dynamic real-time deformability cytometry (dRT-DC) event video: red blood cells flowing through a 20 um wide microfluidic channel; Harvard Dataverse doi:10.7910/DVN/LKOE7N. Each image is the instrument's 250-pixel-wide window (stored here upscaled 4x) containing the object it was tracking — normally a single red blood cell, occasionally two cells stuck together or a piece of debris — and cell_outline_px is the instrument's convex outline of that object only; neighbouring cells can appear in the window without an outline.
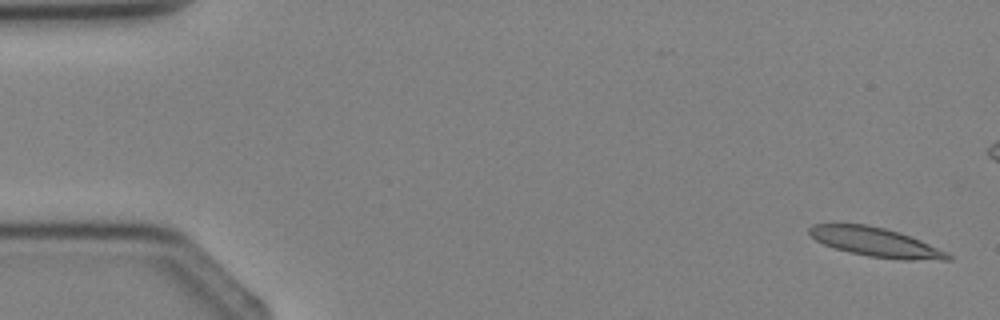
{"species": "Egyptian fruit bat (a non-hibernating species)", "species_latin": "Rousettus aegyptiacus", "temperature_condition": "cold", "stored_images_in_passage": 4, "camera_frame_rate_fps": 3000, "um_per_image_px": 0.085, "animal": {"sex": "female"}, "frame": {"image": 1, "passage_image": 1, "time_ms": 0.0, "image_size_px": [1000, 320], "cell_outline_px": [[952, 260], [904, 260], [868, 256], [848, 252], [824, 244], [816, 240], [808, 232], [808, 228], [812, 224], [864, 224], [884, 228], [920, 240], [948, 252], [952, 256]], "centroid_in_image_um": [74.45, 20.6], "position_along_channel_um": 10.6, "area_um2": 23.29}}